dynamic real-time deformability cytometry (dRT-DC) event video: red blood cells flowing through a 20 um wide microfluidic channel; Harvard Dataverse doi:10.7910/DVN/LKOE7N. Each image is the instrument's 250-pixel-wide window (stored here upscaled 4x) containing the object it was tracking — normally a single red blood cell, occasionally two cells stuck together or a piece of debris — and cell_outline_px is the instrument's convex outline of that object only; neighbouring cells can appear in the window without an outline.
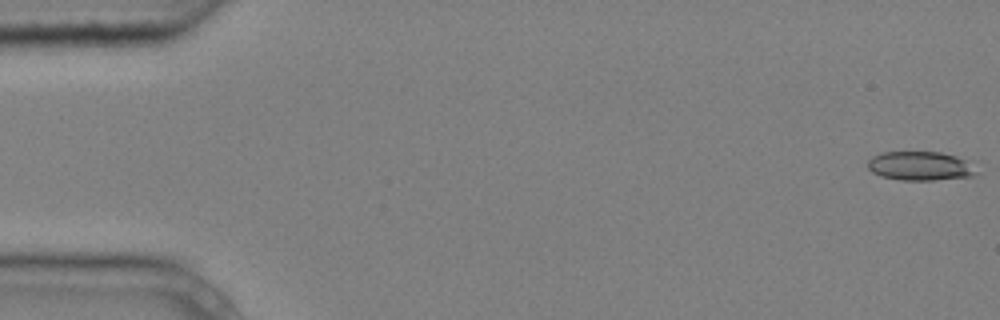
{"species": "common noctule bat (a hibernating species)", "species_latin": "Nyctalus noctula", "temperature_condition": "cold", "stored_images_in_passage": 6, "camera_frame_rate_fps": 3000, "um_per_image_px": 0.085, "animal": {"sex": "male", "body_mass_g": 20.4}, "frame": {"image": 1, "passage_image": 1, "time_ms": 0.0, "image_size_px": [1000, 320], "cell_outline_px": [[976, 172], [972, 176], [932, 180], [900, 180], [880, 176], [872, 172], [868, 168], [868, 160], [872, 156], [884, 152], [940, 152], [956, 156], [964, 160]], "centroid_in_image_um": [78.13, 14.11], "position_along_channel_um": 6.9, "area_um2": 18.03}}
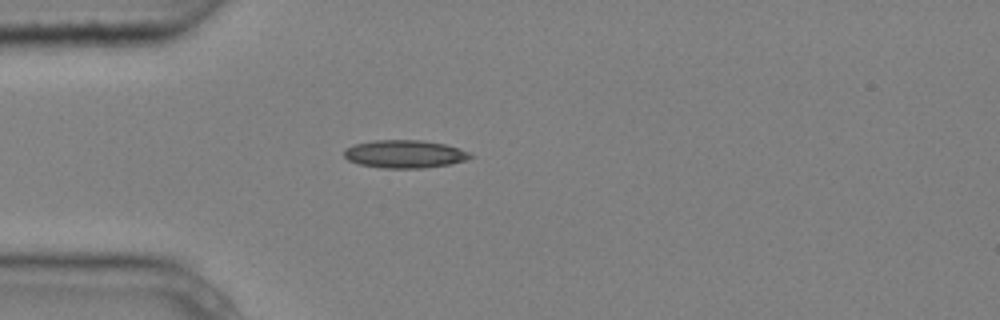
{"frame": {"image": 2, "passage_image": 5, "time_ms": 1.333, "image_size_px": [1000, 320], "cell_outline_px": [[476, 156], [468, 160], [448, 164], [424, 168], [380, 168], [360, 164], [348, 160], [344, 156], [344, 148], [356, 144], [376, 140], [424, 140], [444, 144], [460, 148], [472, 152]], "centroid_in_image_um": [34.46, 13.09], "position_along_channel_um": 50.5, "area_um2": 20.75}}